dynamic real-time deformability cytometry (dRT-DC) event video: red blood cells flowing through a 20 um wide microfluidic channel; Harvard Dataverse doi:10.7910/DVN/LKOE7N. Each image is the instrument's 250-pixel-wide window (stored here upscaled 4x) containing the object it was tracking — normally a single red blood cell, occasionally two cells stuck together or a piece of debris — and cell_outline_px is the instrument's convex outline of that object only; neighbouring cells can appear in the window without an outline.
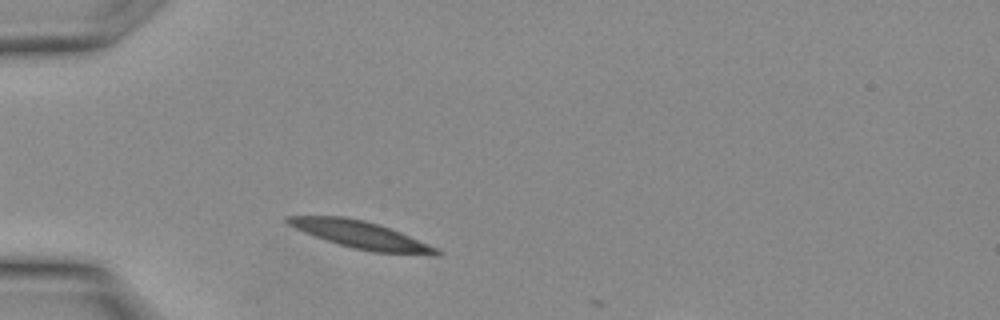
{"species": "Egyptian fruit bat (a non-hibernating species)", "species_latin": "Rousettus aegyptiacus", "temperature_condition": "warm", "stored_images_in_passage": 2, "camera_frame_rate_fps": 3000, "um_per_image_px": 0.085, "animal": {"sex": "female"}, "frame": {"image": 1, "passage_image": 1, "time_ms": 0.0, "image_size_px": [1000, 320], "cell_outline_px": [[440, 256], [432, 256], [372, 252], [340, 244], [304, 232], [288, 224], [284, 220], [284, 216], [344, 216], [364, 220], [380, 224], [400, 232], [428, 244], [436, 248], [440, 252]], "centroid_in_image_um": [30.72, 19.97], "position_along_channel_um": 54.3, "area_um2": 23.58}}